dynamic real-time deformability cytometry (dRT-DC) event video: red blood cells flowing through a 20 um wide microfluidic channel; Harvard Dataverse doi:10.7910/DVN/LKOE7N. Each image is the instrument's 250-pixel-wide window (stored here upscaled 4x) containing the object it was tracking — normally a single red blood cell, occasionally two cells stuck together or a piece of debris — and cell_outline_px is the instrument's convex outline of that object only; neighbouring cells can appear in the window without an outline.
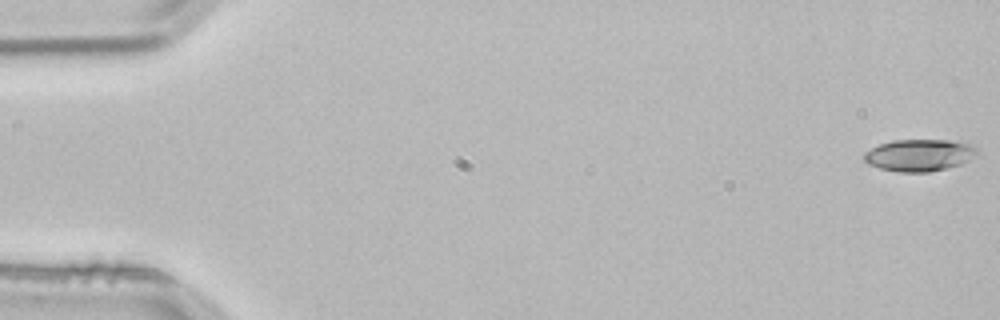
{"species": "common noctule bat (a hibernating species)", "species_latin": "Nyctalus noctula", "temperature_condition": "room temperature", "stored_images_in_passage": 4, "camera_frame_rate_fps": 3000, "um_per_image_px": 0.085, "animal": {"sex": "male", "body_mass_g": 21.5, "forearm_length_mm": 52.0}, "frame": {"image": 1, "passage_image": 1, "time_ms": 0.0, "image_size_px": [1000, 320], "cell_outline_px": [[980, 152], [968, 160], [960, 164], [928, 172], [900, 172], [880, 168], [868, 164], [864, 160], [864, 152], [880, 144], [892, 140], [948, 140], [972, 144]], "centroid_in_image_um": [78.14, 13.18], "position_along_channel_um": 6.9, "area_um2": 20.92}}